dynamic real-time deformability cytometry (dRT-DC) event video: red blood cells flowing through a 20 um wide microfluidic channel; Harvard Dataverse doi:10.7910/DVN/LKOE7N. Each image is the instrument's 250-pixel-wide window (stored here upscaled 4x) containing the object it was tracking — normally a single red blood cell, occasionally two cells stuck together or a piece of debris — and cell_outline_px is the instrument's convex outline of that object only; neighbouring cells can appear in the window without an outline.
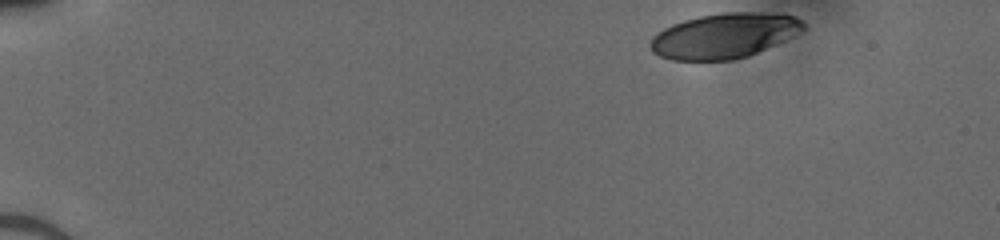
{"species": "human", "species_latin": "Homo sapiens", "temperature_condition": "cold", "stored_images_in_passage": 45, "camera_frame_rate_fps": 3000, "um_per_image_px": 0.085, "donor": {"sex": "male"}, "frame": {"image": 1, "passage_image": 1, "time_ms": 0.0, "image_size_px": [1000, 240], "cell_outline_px": [[808, 28], [800, 32], [748, 56], [732, 60], [672, 60], [660, 56], [652, 52], [648, 44], [652, 36], [664, 28], [672, 24], [684, 20], [700, 16], [724, 12], [756, 12], [796, 16]], "centroid_in_image_um": [61.51, 3.04], "position_along_channel_um": 23.5, "area_um2": 39.94}}
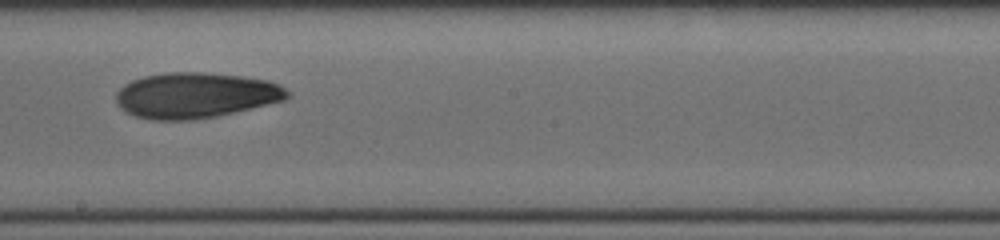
{"frame": {"image": 2, "passage_image": 25, "time_ms": 8.0, "image_size_px": [1000, 240], "cell_outline_px": [[292, 92], [284, 100], [216, 116], [192, 120], [152, 120], [136, 116], [124, 112], [120, 108], [116, 100], [116, 92], [124, 84], [132, 80], [144, 76], [164, 72], [204, 72], [240, 76], [268, 80], [280, 84]], "centroid_in_image_um": [16.6, 8.09], "position_along_channel_um": 231.6, "area_um2": 45.6}}
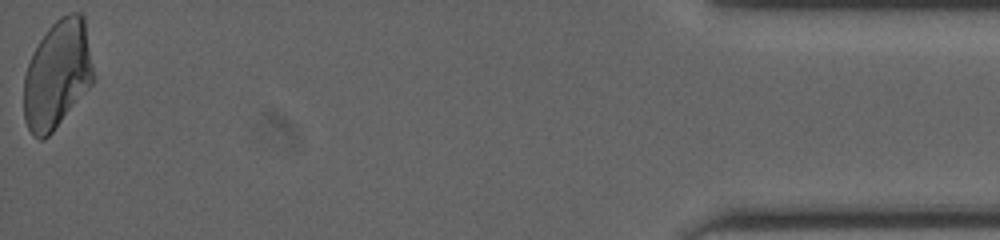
{"frame": {"image": 3, "passage_image": 45, "time_ms": 14.667, "image_size_px": [1000, 240], "cell_outline_px": [[96, 76], [92, 84], [52, 132], [44, 140], [40, 140], [32, 136], [24, 120], [24, 76], [32, 52], [48, 28], [60, 16], [72, 12], [80, 12], [84, 16]], "centroid_in_image_um": [4.89, 6.32], "position_along_channel_um": 430.3, "area_um2": 44.27}}